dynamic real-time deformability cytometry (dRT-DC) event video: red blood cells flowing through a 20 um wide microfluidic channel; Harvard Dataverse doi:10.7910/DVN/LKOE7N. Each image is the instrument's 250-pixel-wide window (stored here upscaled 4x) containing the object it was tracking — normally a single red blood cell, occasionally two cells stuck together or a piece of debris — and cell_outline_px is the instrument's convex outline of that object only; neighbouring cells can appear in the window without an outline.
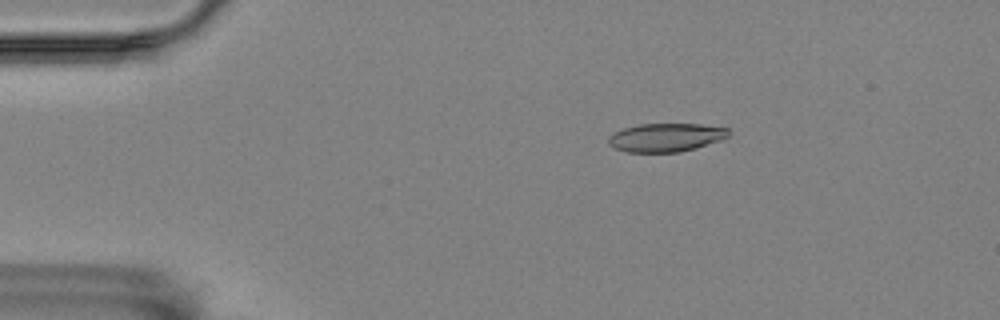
{"species": "Egyptian fruit bat (a non-hibernating species)", "species_latin": "Rousettus aegyptiacus", "temperature_condition": "room temperature", "stored_images_in_passage": 18, "camera_frame_rate_fps": 3000, "um_per_image_px": 0.085, "animal": {"sex": "female"}, "frame": {"image": 1, "passage_image": 8, "time_ms": 2.333, "image_size_px": [1000, 320], "cell_outline_px": [[728, 136], [724, 140], [696, 148], [680, 152], [628, 152], [616, 148], [608, 144], [608, 136], [624, 128], [640, 124], [700, 124], [728, 128]], "centroid_in_image_um": [56.63, 11.69], "position_along_channel_um": 28.4, "area_um2": 19.94}}
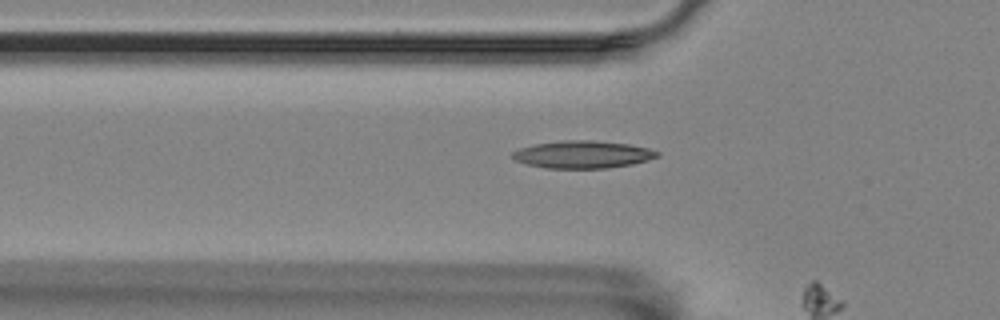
{"frame": {"image": 2, "passage_image": 17, "time_ms": 5.333, "image_size_px": [1000, 320], "cell_outline_px": [[660, 156], [648, 160], [632, 164], [608, 168], [544, 168], [528, 164], [516, 160], [512, 156], [512, 152], [520, 148], [536, 144], [560, 140], [592, 140], [628, 144], [648, 148], [660, 152]], "centroid_in_image_um": [49.56, 13.13], "position_along_channel_um": 76.2, "area_um2": 23.12}}